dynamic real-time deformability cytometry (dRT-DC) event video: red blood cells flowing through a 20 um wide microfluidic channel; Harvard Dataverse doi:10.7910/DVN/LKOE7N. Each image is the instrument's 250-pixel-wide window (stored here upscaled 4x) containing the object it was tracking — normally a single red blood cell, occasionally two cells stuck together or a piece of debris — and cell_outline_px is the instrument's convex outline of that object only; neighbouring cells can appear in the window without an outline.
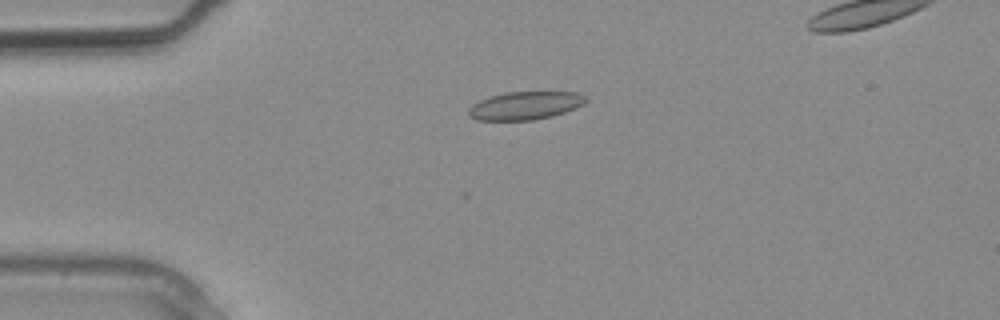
{"species": "common noctule bat (a hibernating species)", "species_latin": "Nyctalus noctula", "temperature_condition": "warm", "stored_images_in_passage": 3, "segment_of_instrument_passage": [1, 2], "camera_frame_rate_fps": 3000, "um_per_image_px": 0.085, "animal": {"sex": "male", "body_mass_g": 20.4}, "frame": {"image": 1, "passage_image": 2, "time_ms": 0.333, "image_size_px": [1000, 320], "cell_outline_px": [[588, 100], [584, 104], [576, 108], [552, 116], [532, 120], [476, 120], [468, 116], [468, 108], [472, 104], [480, 100], [504, 92], [576, 92], [584, 96]], "centroid_in_image_um": [44.62, 8.98], "position_along_channel_um": 40.4, "area_um2": 19.19}}